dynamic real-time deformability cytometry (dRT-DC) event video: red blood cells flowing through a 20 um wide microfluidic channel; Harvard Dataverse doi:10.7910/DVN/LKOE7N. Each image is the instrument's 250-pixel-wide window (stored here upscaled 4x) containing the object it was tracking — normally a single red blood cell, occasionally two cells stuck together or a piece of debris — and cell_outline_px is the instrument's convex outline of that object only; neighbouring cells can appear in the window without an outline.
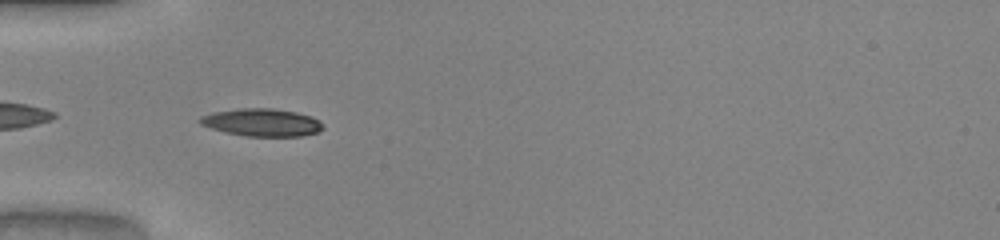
{"species": "common noctule bat (a hibernating species)", "species_latin": "Nyctalus noctula", "temperature_condition": "warm", "stored_images_in_passage": 36, "camera_frame_rate_fps": 3000, "um_per_image_px": 0.085, "animal": {"sex": "male", "body_mass_g": 20.0, "forearm_length_mm": 53.3}, "frame": {"image": 1, "passage_image": 2, "time_ms": 0.333, "image_size_px": [1000, 240], "cell_outline_px": [[324, 128], [320, 132], [300, 136], [244, 136], [224, 132], [200, 124], [196, 120], [200, 116], [212, 112], [240, 108], [272, 108], [296, 112], [312, 116], [320, 120], [324, 124]], "centroid_in_image_um": [22.27, 10.4], "position_along_channel_um": 62.7, "area_um2": 20.11}}
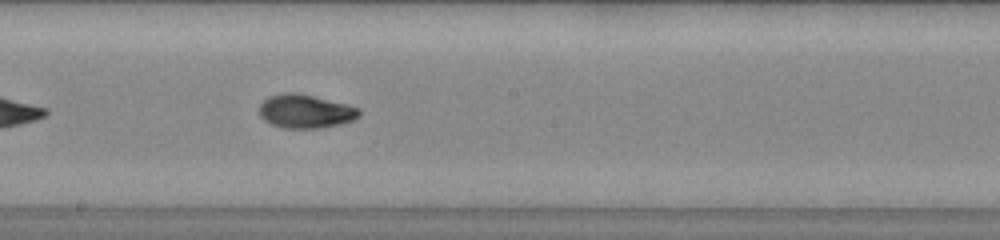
{"frame": {"image": 2, "passage_image": 14, "time_ms": 4.333, "image_size_px": [1000, 240], "cell_outline_px": [[360, 116], [352, 120], [340, 124], [320, 128], [284, 128], [272, 124], [264, 120], [260, 116], [260, 104], [268, 96], [280, 92], [296, 92], [348, 104], [360, 108]], "centroid_in_image_um": [25.96, 9.45], "position_along_channel_um": 222.2, "area_um2": 19.71}}
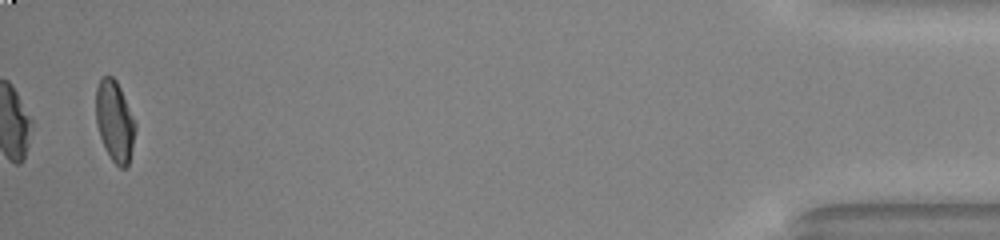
{"frame": {"image": 3, "passage_image": 35, "time_ms": 11.333, "image_size_px": [1000, 240], "cell_outline_px": [[136, 128], [132, 148], [128, 164], [124, 168], [120, 168], [112, 160], [104, 148], [96, 124], [96, 88], [100, 80], [104, 76], [112, 76], [116, 80], [120, 88], [136, 124]], "centroid_in_image_um": [9.74, 10.31], "position_along_channel_um": 425.5, "area_um2": 18.38}, "authors_computed_cell_mechanics": {"area_um2": 18.9584, "velocity_mm_per_s": 4.0714, "shape_relaxation_time_tau1_ms": 5.0028, "shape_relaxation_time_tau2_ms": 1.3763, "deformation_change_tau1": 0.2149, "deformation_change_tau2": 0.0533}}